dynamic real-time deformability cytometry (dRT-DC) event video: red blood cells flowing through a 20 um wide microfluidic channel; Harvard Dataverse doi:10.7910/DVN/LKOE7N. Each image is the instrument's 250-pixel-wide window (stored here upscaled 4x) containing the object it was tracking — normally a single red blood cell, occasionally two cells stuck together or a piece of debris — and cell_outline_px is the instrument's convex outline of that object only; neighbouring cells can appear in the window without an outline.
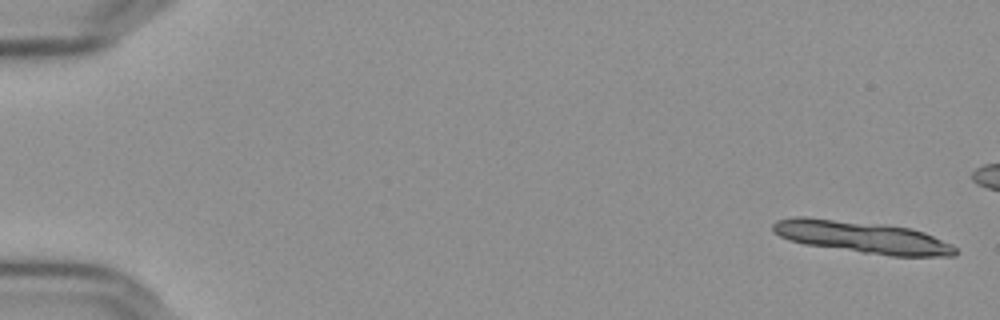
{"species": "Egyptian fruit bat (a non-hibernating species)", "species_latin": "Rousettus aegyptiacus", "temperature_condition": "cold", "stored_images_in_passage": 14, "camera_frame_rate_fps": 3000, "um_per_image_px": 0.085, "frame": {"image": 1, "passage_image": 1, "time_ms": 0.0, "image_size_px": [1000, 320], "cell_outline_px": [[960, 252], [956, 256], [892, 256], [804, 244], [780, 236], [772, 232], [772, 224], [776, 220], [792, 216], [804, 216], [884, 224], [912, 228], [924, 232], [952, 244]], "centroid_in_image_um": [73.3, 20.14], "position_along_channel_um": 11.7, "area_um2": 34.16}}